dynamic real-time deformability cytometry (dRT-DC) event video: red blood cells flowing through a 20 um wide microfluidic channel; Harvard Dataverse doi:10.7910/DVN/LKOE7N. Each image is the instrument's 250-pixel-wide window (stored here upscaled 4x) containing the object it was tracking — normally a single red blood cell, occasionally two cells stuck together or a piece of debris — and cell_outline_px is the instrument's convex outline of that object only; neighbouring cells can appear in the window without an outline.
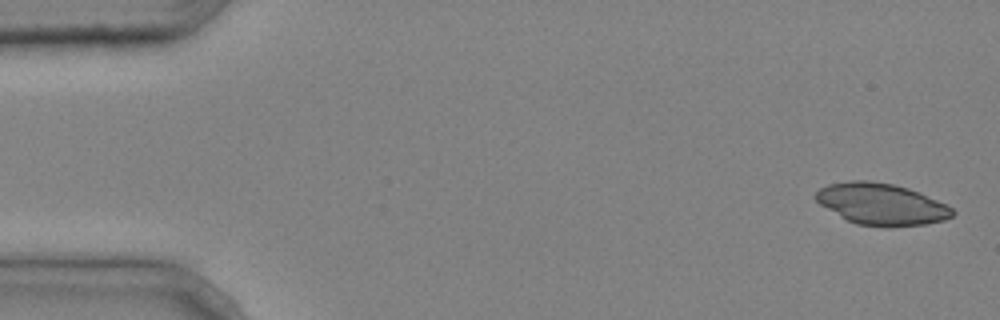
{"species": "common noctule bat (a hibernating species)", "species_latin": "Nyctalus noctula", "temperature_condition": "cold", "stored_images_in_passage": 2, "camera_frame_rate_fps": 3000, "um_per_image_px": 0.085, "animal": {"sex": "male", "body_mass_g": 20.4}, "frame": {"image": 1, "passage_image": 2, "time_ms": 0.333, "image_size_px": [1000, 320], "cell_outline_px": [[956, 212], [952, 216], [944, 220], [924, 224], [888, 228], [884, 228], [856, 224], [840, 216], [820, 204], [812, 196], [820, 188], [828, 184], [852, 180], [868, 180], [892, 184], [908, 188], [920, 192], [952, 208]], "centroid_in_image_um": [74.9, 17.36], "position_along_channel_um": 10.1, "area_um2": 33.23}}